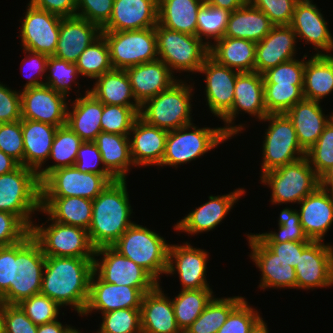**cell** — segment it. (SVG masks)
Returning a JSON list of instances; mask_svg holds the SVG:
<instances>
[{
	"instance_id": "1",
	"label": "cell",
	"mask_w": 333,
	"mask_h": 333,
	"mask_svg": "<svg viewBox=\"0 0 333 333\" xmlns=\"http://www.w3.org/2000/svg\"><path fill=\"white\" fill-rule=\"evenodd\" d=\"M94 258L46 256L40 293L69 306L79 316L84 313L88 299Z\"/></svg>"
},
{
	"instance_id": "2",
	"label": "cell",
	"mask_w": 333,
	"mask_h": 333,
	"mask_svg": "<svg viewBox=\"0 0 333 333\" xmlns=\"http://www.w3.org/2000/svg\"><path fill=\"white\" fill-rule=\"evenodd\" d=\"M126 180H115L92 200V219L88 236L92 246L97 249L112 246L134 223L129 201Z\"/></svg>"
},
{
	"instance_id": "3",
	"label": "cell",
	"mask_w": 333,
	"mask_h": 333,
	"mask_svg": "<svg viewBox=\"0 0 333 333\" xmlns=\"http://www.w3.org/2000/svg\"><path fill=\"white\" fill-rule=\"evenodd\" d=\"M46 256L29 233L12 245V271L9 290L2 296L5 304H19L40 293Z\"/></svg>"
},
{
	"instance_id": "4",
	"label": "cell",
	"mask_w": 333,
	"mask_h": 333,
	"mask_svg": "<svg viewBox=\"0 0 333 333\" xmlns=\"http://www.w3.org/2000/svg\"><path fill=\"white\" fill-rule=\"evenodd\" d=\"M169 246L159 233L135 222L112 245L121 255L145 269L159 284L162 283L160 277L167 271Z\"/></svg>"
},
{
	"instance_id": "5",
	"label": "cell",
	"mask_w": 333,
	"mask_h": 333,
	"mask_svg": "<svg viewBox=\"0 0 333 333\" xmlns=\"http://www.w3.org/2000/svg\"><path fill=\"white\" fill-rule=\"evenodd\" d=\"M186 80H178L170 88L145 101L139 117L146 123L165 129L175 130L192 124L193 87Z\"/></svg>"
},
{
	"instance_id": "6",
	"label": "cell",
	"mask_w": 333,
	"mask_h": 333,
	"mask_svg": "<svg viewBox=\"0 0 333 333\" xmlns=\"http://www.w3.org/2000/svg\"><path fill=\"white\" fill-rule=\"evenodd\" d=\"M0 211L16 215L31 229L33 214L41 211V184L35 170L19 165L0 175Z\"/></svg>"
},
{
	"instance_id": "7",
	"label": "cell",
	"mask_w": 333,
	"mask_h": 333,
	"mask_svg": "<svg viewBox=\"0 0 333 333\" xmlns=\"http://www.w3.org/2000/svg\"><path fill=\"white\" fill-rule=\"evenodd\" d=\"M193 124L168 132L165 154L160 167L177 168L178 165L187 164L231 139L222 127L198 128Z\"/></svg>"
},
{
	"instance_id": "8",
	"label": "cell",
	"mask_w": 333,
	"mask_h": 333,
	"mask_svg": "<svg viewBox=\"0 0 333 333\" xmlns=\"http://www.w3.org/2000/svg\"><path fill=\"white\" fill-rule=\"evenodd\" d=\"M158 59L175 73H198L209 56V47L196 35L155 26Z\"/></svg>"
},
{
	"instance_id": "9",
	"label": "cell",
	"mask_w": 333,
	"mask_h": 333,
	"mask_svg": "<svg viewBox=\"0 0 333 333\" xmlns=\"http://www.w3.org/2000/svg\"><path fill=\"white\" fill-rule=\"evenodd\" d=\"M260 180L272 191V205L299 204L319 186V177L306 157L266 172L260 176Z\"/></svg>"
},
{
	"instance_id": "10",
	"label": "cell",
	"mask_w": 333,
	"mask_h": 333,
	"mask_svg": "<svg viewBox=\"0 0 333 333\" xmlns=\"http://www.w3.org/2000/svg\"><path fill=\"white\" fill-rule=\"evenodd\" d=\"M262 121L269 124L263 136L261 175L306 156L298 143L296 130L285 113L268 114Z\"/></svg>"
},
{
	"instance_id": "11",
	"label": "cell",
	"mask_w": 333,
	"mask_h": 333,
	"mask_svg": "<svg viewBox=\"0 0 333 333\" xmlns=\"http://www.w3.org/2000/svg\"><path fill=\"white\" fill-rule=\"evenodd\" d=\"M47 219L51 222L48 226L34 223L30 229L45 256L94 258L95 248L86 229L55 222L49 216Z\"/></svg>"
},
{
	"instance_id": "12",
	"label": "cell",
	"mask_w": 333,
	"mask_h": 333,
	"mask_svg": "<svg viewBox=\"0 0 333 333\" xmlns=\"http://www.w3.org/2000/svg\"><path fill=\"white\" fill-rule=\"evenodd\" d=\"M113 69L158 60L155 27L129 31H102Z\"/></svg>"
},
{
	"instance_id": "13",
	"label": "cell",
	"mask_w": 333,
	"mask_h": 333,
	"mask_svg": "<svg viewBox=\"0 0 333 333\" xmlns=\"http://www.w3.org/2000/svg\"><path fill=\"white\" fill-rule=\"evenodd\" d=\"M112 175L81 172L75 166L50 172L41 182V197H83L94 200L110 182Z\"/></svg>"
},
{
	"instance_id": "14",
	"label": "cell",
	"mask_w": 333,
	"mask_h": 333,
	"mask_svg": "<svg viewBox=\"0 0 333 333\" xmlns=\"http://www.w3.org/2000/svg\"><path fill=\"white\" fill-rule=\"evenodd\" d=\"M240 112L248 113L261 122L268 115L264 104L263 74L253 71L237 75L232 108L221 118L225 125L222 129L231 139L245 129L244 124L234 123Z\"/></svg>"
},
{
	"instance_id": "15",
	"label": "cell",
	"mask_w": 333,
	"mask_h": 333,
	"mask_svg": "<svg viewBox=\"0 0 333 333\" xmlns=\"http://www.w3.org/2000/svg\"><path fill=\"white\" fill-rule=\"evenodd\" d=\"M93 271L106 283L134 288H156L159 285L145 269L121 255L112 246L95 249Z\"/></svg>"
},
{
	"instance_id": "16",
	"label": "cell",
	"mask_w": 333,
	"mask_h": 333,
	"mask_svg": "<svg viewBox=\"0 0 333 333\" xmlns=\"http://www.w3.org/2000/svg\"><path fill=\"white\" fill-rule=\"evenodd\" d=\"M20 26L21 48L53 56L59 39L61 18L27 4Z\"/></svg>"
},
{
	"instance_id": "17",
	"label": "cell",
	"mask_w": 333,
	"mask_h": 333,
	"mask_svg": "<svg viewBox=\"0 0 333 333\" xmlns=\"http://www.w3.org/2000/svg\"><path fill=\"white\" fill-rule=\"evenodd\" d=\"M296 288L310 290L333 286V245L312 241L299 255Z\"/></svg>"
},
{
	"instance_id": "18",
	"label": "cell",
	"mask_w": 333,
	"mask_h": 333,
	"mask_svg": "<svg viewBox=\"0 0 333 333\" xmlns=\"http://www.w3.org/2000/svg\"><path fill=\"white\" fill-rule=\"evenodd\" d=\"M155 288H134L104 282L94 271L90 278L89 299L82 316L94 311L102 314L117 309H140L145 293Z\"/></svg>"
},
{
	"instance_id": "19",
	"label": "cell",
	"mask_w": 333,
	"mask_h": 333,
	"mask_svg": "<svg viewBox=\"0 0 333 333\" xmlns=\"http://www.w3.org/2000/svg\"><path fill=\"white\" fill-rule=\"evenodd\" d=\"M20 95L22 119L43 122L56 127L66 125L69 100L65 95L47 85L22 89Z\"/></svg>"
},
{
	"instance_id": "20",
	"label": "cell",
	"mask_w": 333,
	"mask_h": 333,
	"mask_svg": "<svg viewBox=\"0 0 333 333\" xmlns=\"http://www.w3.org/2000/svg\"><path fill=\"white\" fill-rule=\"evenodd\" d=\"M209 253L190 242L170 244L165 275L178 274L181 290L210 288L206 279Z\"/></svg>"
},
{
	"instance_id": "21",
	"label": "cell",
	"mask_w": 333,
	"mask_h": 333,
	"mask_svg": "<svg viewBox=\"0 0 333 333\" xmlns=\"http://www.w3.org/2000/svg\"><path fill=\"white\" fill-rule=\"evenodd\" d=\"M326 21L321 9L312 0H299L290 26L297 35L298 41L303 39L305 45L308 43L314 46V50L317 51L314 55H328V53L331 55L333 35Z\"/></svg>"
},
{
	"instance_id": "22",
	"label": "cell",
	"mask_w": 333,
	"mask_h": 333,
	"mask_svg": "<svg viewBox=\"0 0 333 333\" xmlns=\"http://www.w3.org/2000/svg\"><path fill=\"white\" fill-rule=\"evenodd\" d=\"M244 188H237L229 194L210 195L209 201L198 206L174 225V231L187 234H200L215 229L229 214L241 196L245 195Z\"/></svg>"
},
{
	"instance_id": "23",
	"label": "cell",
	"mask_w": 333,
	"mask_h": 333,
	"mask_svg": "<svg viewBox=\"0 0 333 333\" xmlns=\"http://www.w3.org/2000/svg\"><path fill=\"white\" fill-rule=\"evenodd\" d=\"M198 73L205 74L206 105L215 117L221 119L232 108L234 86L240 72L208 56Z\"/></svg>"
},
{
	"instance_id": "24",
	"label": "cell",
	"mask_w": 333,
	"mask_h": 333,
	"mask_svg": "<svg viewBox=\"0 0 333 333\" xmlns=\"http://www.w3.org/2000/svg\"><path fill=\"white\" fill-rule=\"evenodd\" d=\"M251 253L250 259L261 272L258 288H293L296 289L295 268L290 263L278 258L254 233L246 235Z\"/></svg>"
},
{
	"instance_id": "25",
	"label": "cell",
	"mask_w": 333,
	"mask_h": 333,
	"mask_svg": "<svg viewBox=\"0 0 333 333\" xmlns=\"http://www.w3.org/2000/svg\"><path fill=\"white\" fill-rule=\"evenodd\" d=\"M297 35L290 25L273 26L270 32L256 43L255 71L263 74L268 69L296 58Z\"/></svg>"
},
{
	"instance_id": "26",
	"label": "cell",
	"mask_w": 333,
	"mask_h": 333,
	"mask_svg": "<svg viewBox=\"0 0 333 333\" xmlns=\"http://www.w3.org/2000/svg\"><path fill=\"white\" fill-rule=\"evenodd\" d=\"M168 132L146 123L140 117L136 119L128 135L131 158L136 167L161 165Z\"/></svg>"
},
{
	"instance_id": "27",
	"label": "cell",
	"mask_w": 333,
	"mask_h": 333,
	"mask_svg": "<svg viewBox=\"0 0 333 333\" xmlns=\"http://www.w3.org/2000/svg\"><path fill=\"white\" fill-rule=\"evenodd\" d=\"M297 210L300 223L307 237L313 241H324L333 224V193L319 186L300 203Z\"/></svg>"
},
{
	"instance_id": "28",
	"label": "cell",
	"mask_w": 333,
	"mask_h": 333,
	"mask_svg": "<svg viewBox=\"0 0 333 333\" xmlns=\"http://www.w3.org/2000/svg\"><path fill=\"white\" fill-rule=\"evenodd\" d=\"M102 35V29L86 19L61 18L57 48L53 56L76 63L80 54Z\"/></svg>"
},
{
	"instance_id": "29",
	"label": "cell",
	"mask_w": 333,
	"mask_h": 333,
	"mask_svg": "<svg viewBox=\"0 0 333 333\" xmlns=\"http://www.w3.org/2000/svg\"><path fill=\"white\" fill-rule=\"evenodd\" d=\"M158 24V0H114L113 11L102 31L147 29Z\"/></svg>"
},
{
	"instance_id": "30",
	"label": "cell",
	"mask_w": 333,
	"mask_h": 333,
	"mask_svg": "<svg viewBox=\"0 0 333 333\" xmlns=\"http://www.w3.org/2000/svg\"><path fill=\"white\" fill-rule=\"evenodd\" d=\"M136 101L142 105L148 99L170 88L179 79L161 60L146 62L125 69Z\"/></svg>"
},
{
	"instance_id": "31",
	"label": "cell",
	"mask_w": 333,
	"mask_h": 333,
	"mask_svg": "<svg viewBox=\"0 0 333 333\" xmlns=\"http://www.w3.org/2000/svg\"><path fill=\"white\" fill-rule=\"evenodd\" d=\"M159 284L145 293L140 308L142 333H182L177 325L172 300Z\"/></svg>"
},
{
	"instance_id": "32",
	"label": "cell",
	"mask_w": 333,
	"mask_h": 333,
	"mask_svg": "<svg viewBox=\"0 0 333 333\" xmlns=\"http://www.w3.org/2000/svg\"><path fill=\"white\" fill-rule=\"evenodd\" d=\"M297 134L298 143L307 152L323 133L324 127L333 118L325 115L320 102L303 99L292 106L286 113Z\"/></svg>"
},
{
	"instance_id": "33",
	"label": "cell",
	"mask_w": 333,
	"mask_h": 333,
	"mask_svg": "<svg viewBox=\"0 0 333 333\" xmlns=\"http://www.w3.org/2000/svg\"><path fill=\"white\" fill-rule=\"evenodd\" d=\"M84 94H78L80 97L72 101L71 110L67 107L66 125L83 141H94L102 132L103 103L97 100L89 89Z\"/></svg>"
},
{
	"instance_id": "34",
	"label": "cell",
	"mask_w": 333,
	"mask_h": 333,
	"mask_svg": "<svg viewBox=\"0 0 333 333\" xmlns=\"http://www.w3.org/2000/svg\"><path fill=\"white\" fill-rule=\"evenodd\" d=\"M57 129L58 127L47 123L22 119L23 166L36 172L40 168H44Z\"/></svg>"
},
{
	"instance_id": "35",
	"label": "cell",
	"mask_w": 333,
	"mask_h": 333,
	"mask_svg": "<svg viewBox=\"0 0 333 333\" xmlns=\"http://www.w3.org/2000/svg\"><path fill=\"white\" fill-rule=\"evenodd\" d=\"M92 200L83 197H41V213L58 223L88 230L92 219Z\"/></svg>"
},
{
	"instance_id": "36",
	"label": "cell",
	"mask_w": 333,
	"mask_h": 333,
	"mask_svg": "<svg viewBox=\"0 0 333 333\" xmlns=\"http://www.w3.org/2000/svg\"><path fill=\"white\" fill-rule=\"evenodd\" d=\"M100 151L103 166L116 180H127L130 167H135L128 135L100 132L93 141Z\"/></svg>"
},
{
	"instance_id": "37",
	"label": "cell",
	"mask_w": 333,
	"mask_h": 333,
	"mask_svg": "<svg viewBox=\"0 0 333 333\" xmlns=\"http://www.w3.org/2000/svg\"><path fill=\"white\" fill-rule=\"evenodd\" d=\"M256 42L223 37L209 47V56L217 63L239 72L255 71Z\"/></svg>"
},
{
	"instance_id": "38",
	"label": "cell",
	"mask_w": 333,
	"mask_h": 333,
	"mask_svg": "<svg viewBox=\"0 0 333 333\" xmlns=\"http://www.w3.org/2000/svg\"><path fill=\"white\" fill-rule=\"evenodd\" d=\"M305 54L304 99L321 102L333 92V55Z\"/></svg>"
},
{
	"instance_id": "39",
	"label": "cell",
	"mask_w": 333,
	"mask_h": 333,
	"mask_svg": "<svg viewBox=\"0 0 333 333\" xmlns=\"http://www.w3.org/2000/svg\"><path fill=\"white\" fill-rule=\"evenodd\" d=\"M274 25L261 10L245 4L230 13L225 37L260 42Z\"/></svg>"
},
{
	"instance_id": "40",
	"label": "cell",
	"mask_w": 333,
	"mask_h": 333,
	"mask_svg": "<svg viewBox=\"0 0 333 333\" xmlns=\"http://www.w3.org/2000/svg\"><path fill=\"white\" fill-rule=\"evenodd\" d=\"M95 80L94 86L89 89V92L103 104L141 107L134 97L132 86L125 70L113 69Z\"/></svg>"
},
{
	"instance_id": "41",
	"label": "cell",
	"mask_w": 333,
	"mask_h": 333,
	"mask_svg": "<svg viewBox=\"0 0 333 333\" xmlns=\"http://www.w3.org/2000/svg\"><path fill=\"white\" fill-rule=\"evenodd\" d=\"M202 0H158V23L168 29L196 35Z\"/></svg>"
},
{
	"instance_id": "42",
	"label": "cell",
	"mask_w": 333,
	"mask_h": 333,
	"mask_svg": "<svg viewBox=\"0 0 333 333\" xmlns=\"http://www.w3.org/2000/svg\"><path fill=\"white\" fill-rule=\"evenodd\" d=\"M84 141L67 125L58 127L48 160H54L53 165L40 168L37 176L40 182L52 171L75 165L77 152Z\"/></svg>"
},
{
	"instance_id": "43",
	"label": "cell",
	"mask_w": 333,
	"mask_h": 333,
	"mask_svg": "<svg viewBox=\"0 0 333 333\" xmlns=\"http://www.w3.org/2000/svg\"><path fill=\"white\" fill-rule=\"evenodd\" d=\"M212 288L181 290L172 298L174 315L182 332L200 316L214 297Z\"/></svg>"
},
{
	"instance_id": "44",
	"label": "cell",
	"mask_w": 333,
	"mask_h": 333,
	"mask_svg": "<svg viewBox=\"0 0 333 333\" xmlns=\"http://www.w3.org/2000/svg\"><path fill=\"white\" fill-rule=\"evenodd\" d=\"M244 299L242 296L211 299L200 316L185 330V333H217L230 312Z\"/></svg>"
},
{
	"instance_id": "45",
	"label": "cell",
	"mask_w": 333,
	"mask_h": 333,
	"mask_svg": "<svg viewBox=\"0 0 333 333\" xmlns=\"http://www.w3.org/2000/svg\"><path fill=\"white\" fill-rule=\"evenodd\" d=\"M76 65L81 76L92 80L113 70L109 46L103 35L80 54Z\"/></svg>"
},
{
	"instance_id": "46",
	"label": "cell",
	"mask_w": 333,
	"mask_h": 333,
	"mask_svg": "<svg viewBox=\"0 0 333 333\" xmlns=\"http://www.w3.org/2000/svg\"><path fill=\"white\" fill-rule=\"evenodd\" d=\"M230 13L227 9L204 2L197 15L196 36L210 47L212 40L215 42L224 37Z\"/></svg>"
},
{
	"instance_id": "47",
	"label": "cell",
	"mask_w": 333,
	"mask_h": 333,
	"mask_svg": "<svg viewBox=\"0 0 333 333\" xmlns=\"http://www.w3.org/2000/svg\"><path fill=\"white\" fill-rule=\"evenodd\" d=\"M263 243H283L313 241L305 234L300 223V215L296 209L285 207L278 218V232L270 231L255 234Z\"/></svg>"
},
{
	"instance_id": "48",
	"label": "cell",
	"mask_w": 333,
	"mask_h": 333,
	"mask_svg": "<svg viewBox=\"0 0 333 333\" xmlns=\"http://www.w3.org/2000/svg\"><path fill=\"white\" fill-rule=\"evenodd\" d=\"M303 99V85L264 83V104L268 114L286 113Z\"/></svg>"
},
{
	"instance_id": "49",
	"label": "cell",
	"mask_w": 333,
	"mask_h": 333,
	"mask_svg": "<svg viewBox=\"0 0 333 333\" xmlns=\"http://www.w3.org/2000/svg\"><path fill=\"white\" fill-rule=\"evenodd\" d=\"M79 76L80 73L76 63H71L55 56H49L44 85L49 86L68 98L70 91L72 92V83L75 84L74 86L80 85L76 81Z\"/></svg>"
},
{
	"instance_id": "50",
	"label": "cell",
	"mask_w": 333,
	"mask_h": 333,
	"mask_svg": "<svg viewBox=\"0 0 333 333\" xmlns=\"http://www.w3.org/2000/svg\"><path fill=\"white\" fill-rule=\"evenodd\" d=\"M140 107L103 104L101 116L102 132L129 135L139 117Z\"/></svg>"
},
{
	"instance_id": "51",
	"label": "cell",
	"mask_w": 333,
	"mask_h": 333,
	"mask_svg": "<svg viewBox=\"0 0 333 333\" xmlns=\"http://www.w3.org/2000/svg\"><path fill=\"white\" fill-rule=\"evenodd\" d=\"M101 315L96 333H142L140 309H117Z\"/></svg>"
},
{
	"instance_id": "52",
	"label": "cell",
	"mask_w": 333,
	"mask_h": 333,
	"mask_svg": "<svg viewBox=\"0 0 333 333\" xmlns=\"http://www.w3.org/2000/svg\"><path fill=\"white\" fill-rule=\"evenodd\" d=\"M26 316L36 325H42L58 320L60 308L57 302L42 293L35 294L18 304Z\"/></svg>"
},
{
	"instance_id": "53",
	"label": "cell",
	"mask_w": 333,
	"mask_h": 333,
	"mask_svg": "<svg viewBox=\"0 0 333 333\" xmlns=\"http://www.w3.org/2000/svg\"><path fill=\"white\" fill-rule=\"evenodd\" d=\"M305 157L318 177L333 165V118L324 127L315 144L306 152Z\"/></svg>"
},
{
	"instance_id": "54",
	"label": "cell",
	"mask_w": 333,
	"mask_h": 333,
	"mask_svg": "<svg viewBox=\"0 0 333 333\" xmlns=\"http://www.w3.org/2000/svg\"><path fill=\"white\" fill-rule=\"evenodd\" d=\"M262 318L256 308L244 298L229 314L217 333H249Z\"/></svg>"
},
{
	"instance_id": "55",
	"label": "cell",
	"mask_w": 333,
	"mask_h": 333,
	"mask_svg": "<svg viewBox=\"0 0 333 333\" xmlns=\"http://www.w3.org/2000/svg\"><path fill=\"white\" fill-rule=\"evenodd\" d=\"M305 54L302 59L283 62L263 73V83L303 85Z\"/></svg>"
},
{
	"instance_id": "56",
	"label": "cell",
	"mask_w": 333,
	"mask_h": 333,
	"mask_svg": "<svg viewBox=\"0 0 333 333\" xmlns=\"http://www.w3.org/2000/svg\"><path fill=\"white\" fill-rule=\"evenodd\" d=\"M299 0H247V4L264 12L274 26L290 25Z\"/></svg>"
},
{
	"instance_id": "57",
	"label": "cell",
	"mask_w": 333,
	"mask_h": 333,
	"mask_svg": "<svg viewBox=\"0 0 333 333\" xmlns=\"http://www.w3.org/2000/svg\"><path fill=\"white\" fill-rule=\"evenodd\" d=\"M0 150L23 165L22 120L0 123Z\"/></svg>"
},
{
	"instance_id": "58",
	"label": "cell",
	"mask_w": 333,
	"mask_h": 333,
	"mask_svg": "<svg viewBox=\"0 0 333 333\" xmlns=\"http://www.w3.org/2000/svg\"><path fill=\"white\" fill-rule=\"evenodd\" d=\"M113 4L114 0H77L76 16L102 29L111 18Z\"/></svg>"
},
{
	"instance_id": "59",
	"label": "cell",
	"mask_w": 333,
	"mask_h": 333,
	"mask_svg": "<svg viewBox=\"0 0 333 333\" xmlns=\"http://www.w3.org/2000/svg\"><path fill=\"white\" fill-rule=\"evenodd\" d=\"M29 233L30 229L16 215L0 211V247L16 244Z\"/></svg>"
},
{
	"instance_id": "60",
	"label": "cell",
	"mask_w": 333,
	"mask_h": 333,
	"mask_svg": "<svg viewBox=\"0 0 333 333\" xmlns=\"http://www.w3.org/2000/svg\"><path fill=\"white\" fill-rule=\"evenodd\" d=\"M74 166L81 172L111 175L103 166L100 151L93 141H84L80 145Z\"/></svg>"
},
{
	"instance_id": "61",
	"label": "cell",
	"mask_w": 333,
	"mask_h": 333,
	"mask_svg": "<svg viewBox=\"0 0 333 333\" xmlns=\"http://www.w3.org/2000/svg\"><path fill=\"white\" fill-rule=\"evenodd\" d=\"M3 327L4 333H37L38 329L18 304L5 303Z\"/></svg>"
},
{
	"instance_id": "62",
	"label": "cell",
	"mask_w": 333,
	"mask_h": 333,
	"mask_svg": "<svg viewBox=\"0 0 333 333\" xmlns=\"http://www.w3.org/2000/svg\"><path fill=\"white\" fill-rule=\"evenodd\" d=\"M22 120L20 91L12 90L0 82V123Z\"/></svg>"
},
{
	"instance_id": "63",
	"label": "cell",
	"mask_w": 333,
	"mask_h": 333,
	"mask_svg": "<svg viewBox=\"0 0 333 333\" xmlns=\"http://www.w3.org/2000/svg\"><path fill=\"white\" fill-rule=\"evenodd\" d=\"M23 51H24L23 53L25 54L28 53V54H26V56L22 60V66L23 67L26 66V68L28 67L27 69L30 68L31 73L33 72L32 73L33 75L31 74L30 76L27 75V79L29 80L23 86L24 87L23 89L44 85V81L39 79H42L43 77L45 78L46 76L45 72L49 56L43 53H35L25 49H23ZM22 66L21 70H23Z\"/></svg>"
},
{
	"instance_id": "64",
	"label": "cell",
	"mask_w": 333,
	"mask_h": 333,
	"mask_svg": "<svg viewBox=\"0 0 333 333\" xmlns=\"http://www.w3.org/2000/svg\"><path fill=\"white\" fill-rule=\"evenodd\" d=\"M312 241L283 242V243H264L278 258L290 263L294 268L297 265L299 255Z\"/></svg>"
},
{
	"instance_id": "65",
	"label": "cell",
	"mask_w": 333,
	"mask_h": 333,
	"mask_svg": "<svg viewBox=\"0 0 333 333\" xmlns=\"http://www.w3.org/2000/svg\"><path fill=\"white\" fill-rule=\"evenodd\" d=\"M29 3L62 18L76 16L77 0H30Z\"/></svg>"
},
{
	"instance_id": "66",
	"label": "cell",
	"mask_w": 333,
	"mask_h": 333,
	"mask_svg": "<svg viewBox=\"0 0 333 333\" xmlns=\"http://www.w3.org/2000/svg\"><path fill=\"white\" fill-rule=\"evenodd\" d=\"M12 271V245L0 247V295L9 290Z\"/></svg>"
},
{
	"instance_id": "67",
	"label": "cell",
	"mask_w": 333,
	"mask_h": 333,
	"mask_svg": "<svg viewBox=\"0 0 333 333\" xmlns=\"http://www.w3.org/2000/svg\"><path fill=\"white\" fill-rule=\"evenodd\" d=\"M74 329L73 326L70 325H62V323L58 320L38 325L37 333H70Z\"/></svg>"
},
{
	"instance_id": "68",
	"label": "cell",
	"mask_w": 333,
	"mask_h": 333,
	"mask_svg": "<svg viewBox=\"0 0 333 333\" xmlns=\"http://www.w3.org/2000/svg\"><path fill=\"white\" fill-rule=\"evenodd\" d=\"M206 3L233 12L244 6L247 3V0H207Z\"/></svg>"
},
{
	"instance_id": "69",
	"label": "cell",
	"mask_w": 333,
	"mask_h": 333,
	"mask_svg": "<svg viewBox=\"0 0 333 333\" xmlns=\"http://www.w3.org/2000/svg\"><path fill=\"white\" fill-rule=\"evenodd\" d=\"M19 165L15 159L0 150V175L13 171Z\"/></svg>"
},
{
	"instance_id": "70",
	"label": "cell",
	"mask_w": 333,
	"mask_h": 333,
	"mask_svg": "<svg viewBox=\"0 0 333 333\" xmlns=\"http://www.w3.org/2000/svg\"><path fill=\"white\" fill-rule=\"evenodd\" d=\"M319 187L329 191L333 190V165L319 176Z\"/></svg>"
},
{
	"instance_id": "71",
	"label": "cell",
	"mask_w": 333,
	"mask_h": 333,
	"mask_svg": "<svg viewBox=\"0 0 333 333\" xmlns=\"http://www.w3.org/2000/svg\"><path fill=\"white\" fill-rule=\"evenodd\" d=\"M249 333H269L267 328V323L261 318L254 327L250 330Z\"/></svg>"
},
{
	"instance_id": "72",
	"label": "cell",
	"mask_w": 333,
	"mask_h": 333,
	"mask_svg": "<svg viewBox=\"0 0 333 333\" xmlns=\"http://www.w3.org/2000/svg\"><path fill=\"white\" fill-rule=\"evenodd\" d=\"M4 302L0 304V333H4Z\"/></svg>"
},
{
	"instance_id": "73",
	"label": "cell",
	"mask_w": 333,
	"mask_h": 333,
	"mask_svg": "<svg viewBox=\"0 0 333 333\" xmlns=\"http://www.w3.org/2000/svg\"><path fill=\"white\" fill-rule=\"evenodd\" d=\"M70 333H82V332L79 331L78 329H76V327H75Z\"/></svg>"
},
{
	"instance_id": "74",
	"label": "cell",
	"mask_w": 333,
	"mask_h": 333,
	"mask_svg": "<svg viewBox=\"0 0 333 333\" xmlns=\"http://www.w3.org/2000/svg\"><path fill=\"white\" fill-rule=\"evenodd\" d=\"M3 301H2V297H1V295H0V304L2 303Z\"/></svg>"
}]
</instances>
